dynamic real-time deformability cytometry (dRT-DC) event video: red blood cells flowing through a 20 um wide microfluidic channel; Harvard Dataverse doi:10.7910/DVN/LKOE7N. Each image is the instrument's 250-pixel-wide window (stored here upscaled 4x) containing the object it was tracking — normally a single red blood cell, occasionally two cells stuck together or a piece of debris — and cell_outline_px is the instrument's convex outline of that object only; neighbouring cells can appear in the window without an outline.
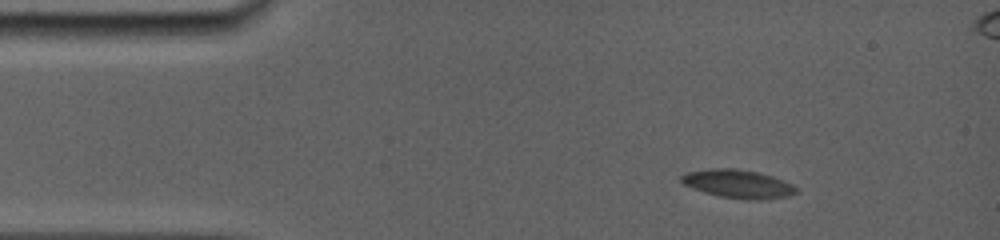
{"species": "common noctule bat (a hibernating species)", "species_latin": "Nyctalus noctula", "temperature_condition": "room temperature", "stored_images_in_passage": 37, "camera_frame_rate_fps": 5000, "um_per_image_px": 0.085, "animal": {"sex": "female", "body_mass_g": 19.0, "forearm_length_mm": 56.7}, "frame": {"image": 1, "passage_image": 1, "time_ms": 0.0, "image_size_px": [1000, 240], "cell_outline_px": [[800, 192], [788, 196], [760, 200], [748, 200], [720, 196], [704, 192], [692, 188], [684, 184], [680, 180], [680, 176], [684, 172], [712, 168], [736, 168], [756, 172], [772, 176], [792, 184], [800, 188]], "centroid_in_image_um": [62.75, 15.63], "position_along_channel_um": 22.3, "area_um2": 19.19}}
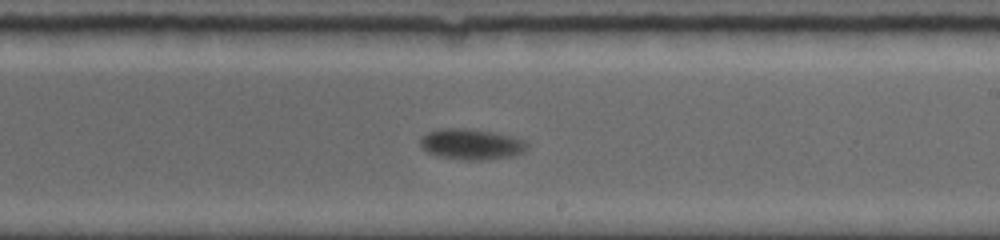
{"frame": {"image": 2, "passage_image": 17, "time_ms": 7.8, "image_size_px": [1000, 240], "cell_outline_px": [[528, 144], [524, 152], [512, 156], [484, 160], [468, 160], [440, 156], [428, 152], [420, 144], [420, 136], [428, 132], [440, 128], [468, 128], [492, 132], [512, 136], [524, 140]], "centroid_in_image_um": [40.07, 12.24], "position_along_channel_um": 248.9, "area_um2": 19.07}}
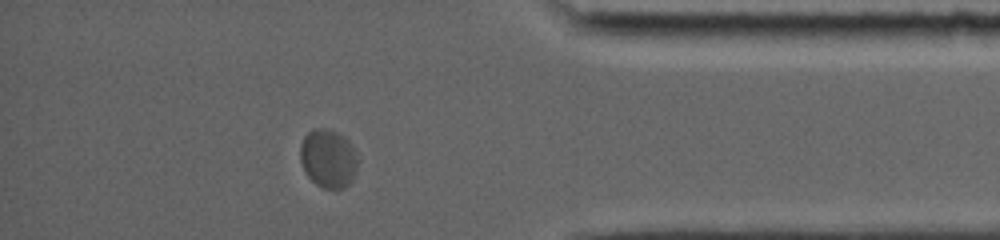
{"frame": {"image": 3, "passage_image": 30, "time_ms": 12.4, "image_size_px": [1000, 240], "cell_outline_px": [[360, 160], [356, 172], [352, 180], [344, 188], [324, 188], [316, 184], [304, 172], [300, 160], [300, 144], [304, 136], [312, 128], [328, 128], [344, 136], [348, 140], [356, 152]], "centroid_in_image_um": [27.91, 13.46], "position_along_channel_um": 407.3, "area_um2": 20.0}, "authors_computed_cell_mechanics": {"area_um2": 19.4208, "velocity_mm_per_s": 3.7314, "shape_relaxation_time_tau1_ms": 3.2158, "shape_relaxation_time_tau2_ms": null, "deformation_change_tau1": 0.1154, "deformation_change_tau2": null}}